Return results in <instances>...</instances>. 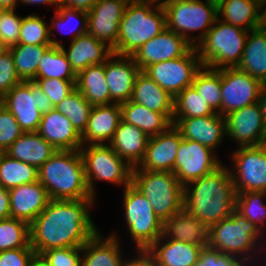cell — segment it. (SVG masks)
<instances>
[{"instance_id": "obj_1", "label": "cell", "mask_w": 266, "mask_h": 266, "mask_svg": "<svg viewBox=\"0 0 266 266\" xmlns=\"http://www.w3.org/2000/svg\"><path fill=\"white\" fill-rule=\"evenodd\" d=\"M95 199L53 200L29 225L30 246L37 257L53 248L82 247L98 231L90 209Z\"/></svg>"}, {"instance_id": "obj_2", "label": "cell", "mask_w": 266, "mask_h": 266, "mask_svg": "<svg viewBox=\"0 0 266 266\" xmlns=\"http://www.w3.org/2000/svg\"><path fill=\"white\" fill-rule=\"evenodd\" d=\"M236 196L230 170L222 164L184 186L183 209L209 228L231 216L236 208Z\"/></svg>"}, {"instance_id": "obj_3", "label": "cell", "mask_w": 266, "mask_h": 266, "mask_svg": "<svg viewBox=\"0 0 266 266\" xmlns=\"http://www.w3.org/2000/svg\"><path fill=\"white\" fill-rule=\"evenodd\" d=\"M38 172V181L46 188L50 199H96L87 185L80 150L57 151Z\"/></svg>"}, {"instance_id": "obj_4", "label": "cell", "mask_w": 266, "mask_h": 266, "mask_svg": "<svg viewBox=\"0 0 266 266\" xmlns=\"http://www.w3.org/2000/svg\"><path fill=\"white\" fill-rule=\"evenodd\" d=\"M166 28V14L159 0H129L119 24L118 55L132 56L141 46Z\"/></svg>"}, {"instance_id": "obj_5", "label": "cell", "mask_w": 266, "mask_h": 266, "mask_svg": "<svg viewBox=\"0 0 266 266\" xmlns=\"http://www.w3.org/2000/svg\"><path fill=\"white\" fill-rule=\"evenodd\" d=\"M263 236L252 222L235 210L231 216L209 227L207 248L252 266L256 256L262 254Z\"/></svg>"}, {"instance_id": "obj_6", "label": "cell", "mask_w": 266, "mask_h": 266, "mask_svg": "<svg viewBox=\"0 0 266 266\" xmlns=\"http://www.w3.org/2000/svg\"><path fill=\"white\" fill-rule=\"evenodd\" d=\"M131 185L146 197L162 222L183 210L184 186L173 172L133 167Z\"/></svg>"}, {"instance_id": "obj_7", "label": "cell", "mask_w": 266, "mask_h": 266, "mask_svg": "<svg viewBox=\"0 0 266 266\" xmlns=\"http://www.w3.org/2000/svg\"><path fill=\"white\" fill-rule=\"evenodd\" d=\"M249 31L218 18L195 46L203 66L212 69L237 67L241 61Z\"/></svg>"}, {"instance_id": "obj_8", "label": "cell", "mask_w": 266, "mask_h": 266, "mask_svg": "<svg viewBox=\"0 0 266 266\" xmlns=\"http://www.w3.org/2000/svg\"><path fill=\"white\" fill-rule=\"evenodd\" d=\"M204 1H160L166 14V27L185 38L194 47L205 37L218 18L217 2L213 0ZM199 30L201 33L197 36L193 37L190 34V32L193 33Z\"/></svg>"}, {"instance_id": "obj_9", "label": "cell", "mask_w": 266, "mask_h": 266, "mask_svg": "<svg viewBox=\"0 0 266 266\" xmlns=\"http://www.w3.org/2000/svg\"><path fill=\"white\" fill-rule=\"evenodd\" d=\"M85 177L93 198L95 181H106L114 185L129 186L132 180L133 167L119 157L108 144H89L80 148Z\"/></svg>"}, {"instance_id": "obj_10", "label": "cell", "mask_w": 266, "mask_h": 266, "mask_svg": "<svg viewBox=\"0 0 266 266\" xmlns=\"http://www.w3.org/2000/svg\"><path fill=\"white\" fill-rule=\"evenodd\" d=\"M123 193L124 219L137 251L147 250L162 235L163 222L144 195L131 184Z\"/></svg>"}, {"instance_id": "obj_11", "label": "cell", "mask_w": 266, "mask_h": 266, "mask_svg": "<svg viewBox=\"0 0 266 266\" xmlns=\"http://www.w3.org/2000/svg\"><path fill=\"white\" fill-rule=\"evenodd\" d=\"M6 108L24 132L38 131L42 114L55 109L48 96L34 81H22L5 94Z\"/></svg>"}, {"instance_id": "obj_12", "label": "cell", "mask_w": 266, "mask_h": 266, "mask_svg": "<svg viewBox=\"0 0 266 266\" xmlns=\"http://www.w3.org/2000/svg\"><path fill=\"white\" fill-rule=\"evenodd\" d=\"M202 66L197 49L193 47L187 54L151 64L143 72L175 98L186 87L191 86Z\"/></svg>"}, {"instance_id": "obj_13", "label": "cell", "mask_w": 266, "mask_h": 266, "mask_svg": "<svg viewBox=\"0 0 266 266\" xmlns=\"http://www.w3.org/2000/svg\"><path fill=\"white\" fill-rule=\"evenodd\" d=\"M231 161L234 169L229 170L236 193L266 192V144L237 147L231 154Z\"/></svg>"}, {"instance_id": "obj_14", "label": "cell", "mask_w": 266, "mask_h": 266, "mask_svg": "<svg viewBox=\"0 0 266 266\" xmlns=\"http://www.w3.org/2000/svg\"><path fill=\"white\" fill-rule=\"evenodd\" d=\"M214 152L197 141L182 139L173 173L183 186L210 174L223 164Z\"/></svg>"}, {"instance_id": "obj_15", "label": "cell", "mask_w": 266, "mask_h": 266, "mask_svg": "<svg viewBox=\"0 0 266 266\" xmlns=\"http://www.w3.org/2000/svg\"><path fill=\"white\" fill-rule=\"evenodd\" d=\"M262 82L237 67L221 69V115L258 102Z\"/></svg>"}, {"instance_id": "obj_16", "label": "cell", "mask_w": 266, "mask_h": 266, "mask_svg": "<svg viewBox=\"0 0 266 266\" xmlns=\"http://www.w3.org/2000/svg\"><path fill=\"white\" fill-rule=\"evenodd\" d=\"M226 137L237 147L266 144V122L259 102L245 106L225 116Z\"/></svg>"}, {"instance_id": "obj_17", "label": "cell", "mask_w": 266, "mask_h": 266, "mask_svg": "<svg viewBox=\"0 0 266 266\" xmlns=\"http://www.w3.org/2000/svg\"><path fill=\"white\" fill-rule=\"evenodd\" d=\"M193 47L185 38L166 27L160 34L141 46L132 57L139 69L143 71L151 64L181 57Z\"/></svg>"}, {"instance_id": "obj_18", "label": "cell", "mask_w": 266, "mask_h": 266, "mask_svg": "<svg viewBox=\"0 0 266 266\" xmlns=\"http://www.w3.org/2000/svg\"><path fill=\"white\" fill-rule=\"evenodd\" d=\"M129 0H98L87 12V34L106 43L117 44L119 24Z\"/></svg>"}, {"instance_id": "obj_19", "label": "cell", "mask_w": 266, "mask_h": 266, "mask_svg": "<svg viewBox=\"0 0 266 266\" xmlns=\"http://www.w3.org/2000/svg\"><path fill=\"white\" fill-rule=\"evenodd\" d=\"M180 132L171 125L165 132L149 137L140 170L173 172L178 146L182 140Z\"/></svg>"}, {"instance_id": "obj_20", "label": "cell", "mask_w": 266, "mask_h": 266, "mask_svg": "<svg viewBox=\"0 0 266 266\" xmlns=\"http://www.w3.org/2000/svg\"><path fill=\"white\" fill-rule=\"evenodd\" d=\"M141 70L132 56L113 53L105 62V76L110 91V104L131 100L134 82Z\"/></svg>"}, {"instance_id": "obj_21", "label": "cell", "mask_w": 266, "mask_h": 266, "mask_svg": "<svg viewBox=\"0 0 266 266\" xmlns=\"http://www.w3.org/2000/svg\"><path fill=\"white\" fill-rule=\"evenodd\" d=\"M172 125L183 139L197 141L215 151L226 137V119L222 115L194 118H173Z\"/></svg>"}, {"instance_id": "obj_22", "label": "cell", "mask_w": 266, "mask_h": 266, "mask_svg": "<svg viewBox=\"0 0 266 266\" xmlns=\"http://www.w3.org/2000/svg\"><path fill=\"white\" fill-rule=\"evenodd\" d=\"M9 199L11 217L29 225L50 201L46 188L39 181L9 189Z\"/></svg>"}, {"instance_id": "obj_23", "label": "cell", "mask_w": 266, "mask_h": 266, "mask_svg": "<svg viewBox=\"0 0 266 266\" xmlns=\"http://www.w3.org/2000/svg\"><path fill=\"white\" fill-rule=\"evenodd\" d=\"M37 132L57 151L80 150L83 146L81 135L73 124L56 109L42 114Z\"/></svg>"}, {"instance_id": "obj_24", "label": "cell", "mask_w": 266, "mask_h": 266, "mask_svg": "<svg viewBox=\"0 0 266 266\" xmlns=\"http://www.w3.org/2000/svg\"><path fill=\"white\" fill-rule=\"evenodd\" d=\"M121 120L120 104L93 106L87 127L81 135L82 145L109 144Z\"/></svg>"}, {"instance_id": "obj_25", "label": "cell", "mask_w": 266, "mask_h": 266, "mask_svg": "<svg viewBox=\"0 0 266 266\" xmlns=\"http://www.w3.org/2000/svg\"><path fill=\"white\" fill-rule=\"evenodd\" d=\"M204 249V246H195L161 236L146 251L158 266H195L201 259Z\"/></svg>"}, {"instance_id": "obj_26", "label": "cell", "mask_w": 266, "mask_h": 266, "mask_svg": "<svg viewBox=\"0 0 266 266\" xmlns=\"http://www.w3.org/2000/svg\"><path fill=\"white\" fill-rule=\"evenodd\" d=\"M69 45L67 50L64 44L61 48L76 74L90 65L105 63L113 54L112 48L106 43L87 33L78 36Z\"/></svg>"}, {"instance_id": "obj_27", "label": "cell", "mask_w": 266, "mask_h": 266, "mask_svg": "<svg viewBox=\"0 0 266 266\" xmlns=\"http://www.w3.org/2000/svg\"><path fill=\"white\" fill-rule=\"evenodd\" d=\"M116 232L102 237L98 231L82 246L81 266H124L120 237Z\"/></svg>"}, {"instance_id": "obj_28", "label": "cell", "mask_w": 266, "mask_h": 266, "mask_svg": "<svg viewBox=\"0 0 266 266\" xmlns=\"http://www.w3.org/2000/svg\"><path fill=\"white\" fill-rule=\"evenodd\" d=\"M209 228L197 217L190 215L184 209L163 221L162 237L193 244L208 246Z\"/></svg>"}, {"instance_id": "obj_29", "label": "cell", "mask_w": 266, "mask_h": 266, "mask_svg": "<svg viewBox=\"0 0 266 266\" xmlns=\"http://www.w3.org/2000/svg\"><path fill=\"white\" fill-rule=\"evenodd\" d=\"M131 101L173 120L174 98L143 71L136 76Z\"/></svg>"}, {"instance_id": "obj_30", "label": "cell", "mask_w": 266, "mask_h": 266, "mask_svg": "<svg viewBox=\"0 0 266 266\" xmlns=\"http://www.w3.org/2000/svg\"><path fill=\"white\" fill-rule=\"evenodd\" d=\"M149 137L139 128L120 120L109 146L132 167L143 160Z\"/></svg>"}, {"instance_id": "obj_31", "label": "cell", "mask_w": 266, "mask_h": 266, "mask_svg": "<svg viewBox=\"0 0 266 266\" xmlns=\"http://www.w3.org/2000/svg\"><path fill=\"white\" fill-rule=\"evenodd\" d=\"M56 152L57 150L36 131L24 132L5 153L39 169Z\"/></svg>"}, {"instance_id": "obj_32", "label": "cell", "mask_w": 266, "mask_h": 266, "mask_svg": "<svg viewBox=\"0 0 266 266\" xmlns=\"http://www.w3.org/2000/svg\"><path fill=\"white\" fill-rule=\"evenodd\" d=\"M218 19L247 31L260 27L261 4L256 0H219Z\"/></svg>"}, {"instance_id": "obj_33", "label": "cell", "mask_w": 266, "mask_h": 266, "mask_svg": "<svg viewBox=\"0 0 266 266\" xmlns=\"http://www.w3.org/2000/svg\"><path fill=\"white\" fill-rule=\"evenodd\" d=\"M237 68L262 83L266 82V30L259 27L249 31Z\"/></svg>"}, {"instance_id": "obj_34", "label": "cell", "mask_w": 266, "mask_h": 266, "mask_svg": "<svg viewBox=\"0 0 266 266\" xmlns=\"http://www.w3.org/2000/svg\"><path fill=\"white\" fill-rule=\"evenodd\" d=\"M121 120L142 130L148 137L165 132L172 122L163 114L131 100L120 104Z\"/></svg>"}, {"instance_id": "obj_35", "label": "cell", "mask_w": 266, "mask_h": 266, "mask_svg": "<svg viewBox=\"0 0 266 266\" xmlns=\"http://www.w3.org/2000/svg\"><path fill=\"white\" fill-rule=\"evenodd\" d=\"M75 86L92 106L110 104V91L105 76V63L90 65L80 71L77 74Z\"/></svg>"}, {"instance_id": "obj_36", "label": "cell", "mask_w": 266, "mask_h": 266, "mask_svg": "<svg viewBox=\"0 0 266 266\" xmlns=\"http://www.w3.org/2000/svg\"><path fill=\"white\" fill-rule=\"evenodd\" d=\"M51 21V24H49V36L52 46L61 47L63 45L61 40L57 41L52 38L53 34H55L53 31L55 29H58L59 32L65 34L71 33V41L75 40L78 36L87 33L88 15L86 11L59 5L57 9H55V15Z\"/></svg>"}, {"instance_id": "obj_37", "label": "cell", "mask_w": 266, "mask_h": 266, "mask_svg": "<svg viewBox=\"0 0 266 266\" xmlns=\"http://www.w3.org/2000/svg\"><path fill=\"white\" fill-rule=\"evenodd\" d=\"M38 168L10 157L5 152L0 156V185L11 189L38 181Z\"/></svg>"}, {"instance_id": "obj_38", "label": "cell", "mask_w": 266, "mask_h": 266, "mask_svg": "<svg viewBox=\"0 0 266 266\" xmlns=\"http://www.w3.org/2000/svg\"><path fill=\"white\" fill-rule=\"evenodd\" d=\"M76 80L77 74L71 67L60 46H50L40 59L35 79Z\"/></svg>"}, {"instance_id": "obj_39", "label": "cell", "mask_w": 266, "mask_h": 266, "mask_svg": "<svg viewBox=\"0 0 266 266\" xmlns=\"http://www.w3.org/2000/svg\"><path fill=\"white\" fill-rule=\"evenodd\" d=\"M51 45L17 44L9 47L17 74L22 81H34L40 59Z\"/></svg>"}, {"instance_id": "obj_40", "label": "cell", "mask_w": 266, "mask_h": 266, "mask_svg": "<svg viewBox=\"0 0 266 266\" xmlns=\"http://www.w3.org/2000/svg\"><path fill=\"white\" fill-rule=\"evenodd\" d=\"M191 85L204 98L209 107L221 115V69L202 66Z\"/></svg>"}, {"instance_id": "obj_41", "label": "cell", "mask_w": 266, "mask_h": 266, "mask_svg": "<svg viewBox=\"0 0 266 266\" xmlns=\"http://www.w3.org/2000/svg\"><path fill=\"white\" fill-rule=\"evenodd\" d=\"M266 198L265 191H248L237 193L235 210L252 222L264 235L266 231ZM265 226V228H264Z\"/></svg>"}, {"instance_id": "obj_42", "label": "cell", "mask_w": 266, "mask_h": 266, "mask_svg": "<svg viewBox=\"0 0 266 266\" xmlns=\"http://www.w3.org/2000/svg\"><path fill=\"white\" fill-rule=\"evenodd\" d=\"M92 105L75 88L68 94L55 109L62 113L74 126L77 132L82 135L87 127Z\"/></svg>"}, {"instance_id": "obj_43", "label": "cell", "mask_w": 266, "mask_h": 266, "mask_svg": "<svg viewBox=\"0 0 266 266\" xmlns=\"http://www.w3.org/2000/svg\"><path fill=\"white\" fill-rule=\"evenodd\" d=\"M213 114L215 112L192 85L186 87L174 98L173 118H194Z\"/></svg>"}, {"instance_id": "obj_44", "label": "cell", "mask_w": 266, "mask_h": 266, "mask_svg": "<svg viewBox=\"0 0 266 266\" xmlns=\"http://www.w3.org/2000/svg\"><path fill=\"white\" fill-rule=\"evenodd\" d=\"M30 246L29 224L23 220L6 218L0 220V252Z\"/></svg>"}, {"instance_id": "obj_45", "label": "cell", "mask_w": 266, "mask_h": 266, "mask_svg": "<svg viewBox=\"0 0 266 266\" xmlns=\"http://www.w3.org/2000/svg\"><path fill=\"white\" fill-rule=\"evenodd\" d=\"M18 44L51 45L49 24L38 14L23 17Z\"/></svg>"}, {"instance_id": "obj_46", "label": "cell", "mask_w": 266, "mask_h": 266, "mask_svg": "<svg viewBox=\"0 0 266 266\" xmlns=\"http://www.w3.org/2000/svg\"><path fill=\"white\" fill-rule=\"evenodd\" d=\"M82 247L53 248L38 257L47 266H81Z\"/></svg>"}, {"instance_id": "obj_47", "label": "cell", "mask_w": 266, "mask_h": 266, "mask_svg": "<svg viewBox=\"0 0 266 266\" xmlns=\"http://www.w3.org/2000/svg\"><path fill=\"white\" fill-rule=\"evenodd\" d=\"M16 9L0 12V40L9 48L17 45L22 24V18L16 14Z\"/></svg>"}, {"instance_id": "obj_48", "label": "cell", "mask_w": 266, "mask_h": 266, "mask_svg": "<svg viewBox=\"0 0 266 266\" xmlns=\"http://www.w3.org/2000/svg\"><path fill=\"white\" fill-rule=\"evenodd\" d=\"M23 133L15 117L5 107L0 112V151L6 152Z\"/></svg>"}, {"instance_id": "obj_49", "label": "cell", "mask_w": 266, "mask_h": 266, "mask_svg": "<svg viewBox=\"0 0 266 266\" xmlns=\"http://www.w3.org/2000/svg\"><path fill=\"white\" fill-rule=\"evenodd\" d=\"M34 82L48 96L54 106L59 104L75 88L76 80L35 79Z\"/></svg>"}, {"instance_id": "obj_50", "label": "cell", "mask_w": 266, "mask_h": 266, "mask_svg": "<svg viewBox=\"0 0 266 266\" xmlns=\"http://www.w3.org/2000/svg\"><path fill=\"white\" fill-rule=\"evenodd\" d=\"M20 82L22 80L17 74L12 53L8 49L0 56V92L6 94Z\"/></svg>"}, {"instance_id": "obj_51", "label": "cell", "mask_w": 266, "mask_h": 266, "mask_svg": "<svg viewBox=\"0 0 266 266\" xmlns=\"http://www.w3.org/2000/svg\"><path fill=\"white\" fill-rule=\"evenodd\" d=\"M37 257L32 248H18L0 252V266H30Z\"/></svg>"}, {"instance_id": "obj_52", "label": "cell", "mask_w": 266, "mask_h": 266, "mask_svg": "<svg viewBox=\"0 0 266 266\" xmlns=\"http://www.w3.org/2000/svg\"><path fill=\"white\" fill-rule=\"evenodd\" d=\"M195 266H246L234 256L222 255L221 253L205 248L201 252V259Z\"/></svg>"}, {"instance_id": "obj_53", "label": "cell", "mask_w": 266, "mask_h": 266, "mask_svg": "<svg viewBox=\"0 0 266 266\" xmlns=\"http://www.w3.org/2000/svg\"><path fill=\"white\" fill-rule=\"evenodd\" d=\"M136 258H127L124 266H158L146 250L137 251Z\"/></svg>"}, {"instance_id": "obj_54", "label": "cell", "mask_w": 266, "mask_h": 266, "mask_svg": "<svg viewBox=\"0 0 266 266\" xmlns=\"http://www.w3.org/2000/svg\"><path fill=\"white\" fill-rule=\"evenodd\" d=\"M97 1L98 0H58L59 5L86 12L90 11Z\"/></svg>"}, {"instance_id": "obj_55", "label": "cell", "mask_w": 266, "mask_h": 266, "mask_svg": "<svg viewBox=\"0 0 266 266\" xmlns=\"http://www.w3.org/2000/svg\"><path fill=\"white\" fill-rule=\"evenodd\" d=\"M10 217L9 190L0 185V220Z\"/></svg>"}, {"instance_id": "obj_56", "label": "cell", "mask_w": 266, "mask_h": 266, "mask_svg": "<svg viewBox=\"0 0 266 266\" xmlns=\"http://www.w3.org/2000/svg\"><path fill=\"white\" fill-rule=\"evenodd\" d=\"M19 3L23 5H32V4H36V5L46 4V5H53V6L56 5V9L59 6L58 0H19Z\"/></svg>"}, {"instance_id": "obj_57", "label": "cell", "mask_w": 266, "mask_h": 266, "mask_svg": "<svg viewBox=\"0 0 266 266\" xmlns=\"http://www.w3.org/2000/svg\"><path fill=\"white\" fill-rule=\"evenodd\" d=\"M258 102L262 108V113L266 122V82L262 84Z\"/></svg>"}, {"instance_id": "obj_58", "label": "cell", "mask_w": 266, "mask_h": 266, "mask_svg": "<svg viewBox=\"0 0 266 266\" xmlns=\"http://www.w3.org/2000/svg\"><path fill=\"white\" fill-rule=\"evenodd\" d=\"M19 0H0V7L3 10L15 9Z\"/></svg>"}, {"instance_id": "obj_59", "label": "cell", "mask_w": 266, "mask_h": 266, "mask_svg": "<svg viewBox=\"0 0 266 266\" xmlns=\"http://www.w3.org/2000/svg\"><path fill=\"white\" fill-rule=\"evenodd\" d=\"M30 266H47V265L39 257H36Z\"/></svg>"}, {"instance_id": "obj_60", "label": "cell", "mask_w": 266, "mask_h": 266, "mask_svg": "<svg viewBox=\"0 0 266 266\" xmlns=\"http://www.w3.org/2000/svg\"><path fill=\"white\" fill-rule=\"evenodd\" d=\"M6 107L5 94L0 92V112Z\"/></svg>"}, {"instance_id": "obj_61", "label": "cell", "mask_w": 266, "mask_h": 266, "mask_svg": "<svg viewBox=\"0 0 266 266\" xmlns=\"http://www.w3.org/2000/svg\"><path fill=\"white\" fill-rule=\"evenodd\" d=\"M7 50L8 47L0 40V56H2Z\"/></svg>"}, {"instance_id": "obj_62", "label": "cell", "mask_w": 266, "mask_h": 266, "mask_svg": "<svg viewBox=\"0 0 266 266\" xmlns=\"http://www.w3.org/2000/svg\"><path fill=\"white\" fill-rule=\"evenodd\" d=\"M256 1H258L260 4L266 2V0H256Z\"/></svg>"}]
</instances>
